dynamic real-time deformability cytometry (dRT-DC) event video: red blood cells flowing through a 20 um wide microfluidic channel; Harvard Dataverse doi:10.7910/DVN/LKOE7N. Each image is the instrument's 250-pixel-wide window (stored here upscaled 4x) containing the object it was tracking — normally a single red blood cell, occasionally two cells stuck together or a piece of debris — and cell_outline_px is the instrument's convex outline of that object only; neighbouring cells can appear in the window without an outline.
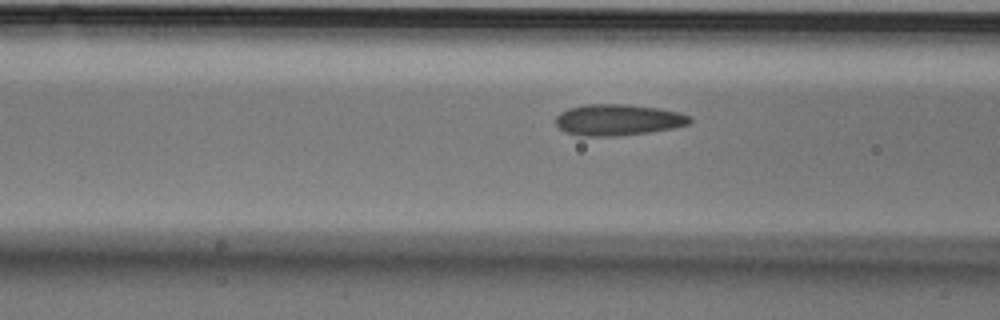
{"species": "Egyptian fruit bat (a non-hibernating species)", "species_latin": "Rousettus aegyptiacus", "temperature_condition": "cold", "stored_images_in_passage": 15, "camera_frame_rate_fps": 3000, "um_per_image_px": 0.085, "animal": {"sex": "male"}, "frame": {"image": 1, "passage_image": 13, "time_ms": 4.0, "image_size_px": [1000, 320], "cell_outline_px": [[692, 120], [688, 124], [672, 128], [648, 132], [616, 136], [580, 136], [568, 132], [560, 128], [556, 124], [556, 116], [560, 112], [568, 108], [584, 104], [628, 104], [656, 108], [676, 112], [692, 116]], "centroid_in_image_um": [52.51, 10.18], "position_along_channel_um": 114.1, "area_um2": 24.28}}